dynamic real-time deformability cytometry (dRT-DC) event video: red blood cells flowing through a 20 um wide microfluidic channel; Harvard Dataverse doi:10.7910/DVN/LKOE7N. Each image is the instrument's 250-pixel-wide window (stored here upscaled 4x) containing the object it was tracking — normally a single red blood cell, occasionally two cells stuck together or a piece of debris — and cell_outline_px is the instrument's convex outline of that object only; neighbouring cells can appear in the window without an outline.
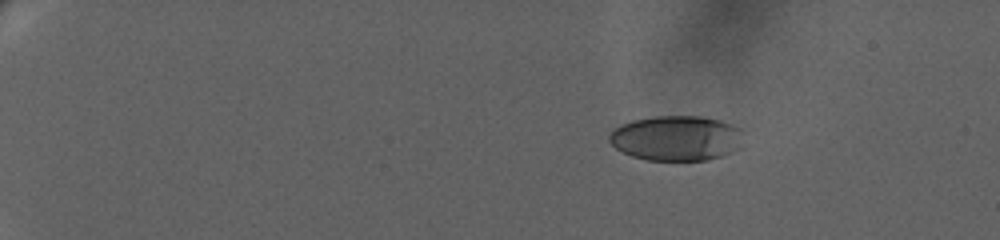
{"species": "human", "species_latin": "Homo sapiens", "temperature_condition": "warm", "stored_images_in_passage": 9, "camera_frame_rate_fps": 3000, "um_per_image_px": 0.085, "donor": {"sex": "female"}, "frame": {"image": 1, "passage_image": 4, "time_ms": 3.333, "image_size_px": [1000, 240], "cell_outline_px": [[740, 148], [732, 152], [708, 160], [648, 160], [632, 156], [616, 148], [608, 140], [608, 136], [620, 124], [632, 120], [656, 116], [704, 116], [720, 120], [732, 124], [740, 128]], "centroid_in_image_um": [57.49, 11.73], "position_along_channel_um": 27.5, "area_um2": 35.2}}
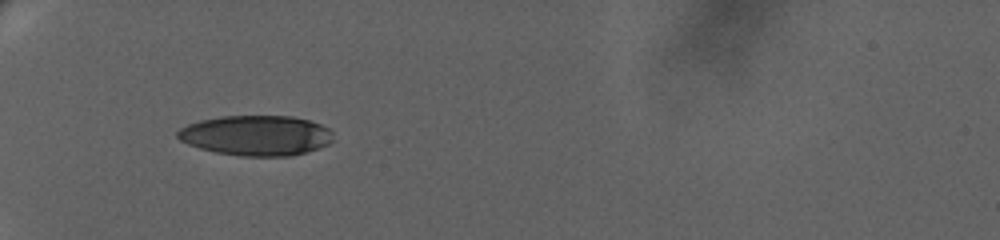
{"frame": {"image": 2, "passage_image": 8, "time_ms": 8.0, "image_size_px": [1000, 240], "cell_outline_px": [[332, 140], [328, 144], [292, 156], [240, 156], [216, 152], [200, 148], [188, 144], [180, 140], [176, 136], [176, 132], [180, 128], [188, 124], [200, 120], [220, 116], [292, 116], [308, 120], [320, 124], [328, 128], [332, 132]], "centroid_in_image_um": [21.75, 11.51], "position_along_channel_um": 63.3, "area_um2": 36.36}}